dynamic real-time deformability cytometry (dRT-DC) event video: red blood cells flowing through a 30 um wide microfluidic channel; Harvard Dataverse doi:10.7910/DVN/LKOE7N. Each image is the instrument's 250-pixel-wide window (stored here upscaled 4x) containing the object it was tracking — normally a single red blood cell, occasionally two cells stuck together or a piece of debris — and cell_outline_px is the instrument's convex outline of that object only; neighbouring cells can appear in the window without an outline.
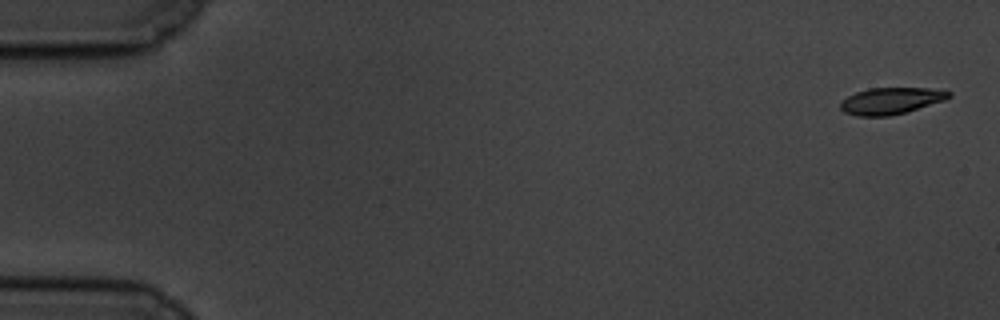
{"species": "common noctule bat (a hibernating species)", "species_latin": "Nyctalus noctula", "temperature_condition": "cold", "stored_images_in_passage": 57, "camera_frame_rate_fps": 3000, "um_per_image_px": 0.085, "animal": {"sex": "male", "body_mass_g": 19.5, "forearm_length_mm": 54.6}, "frame": {"image": 1, "passage_image": 1, "time_ms": 0.0, "image_size_px": [1000, 320], "cell_outline_px": [[952, 96], [944, 100], [904, 112], [888, 116], [856, 116], [844, 112], [840, 108], [840, 104], [848, 96], [856, 92], [868, 88], [928, 88], [952, 92]], "centroid_in_image_um": [75.71, 8.56], "position_along_channel_um": 9.3, "area_um2": 16.59}}
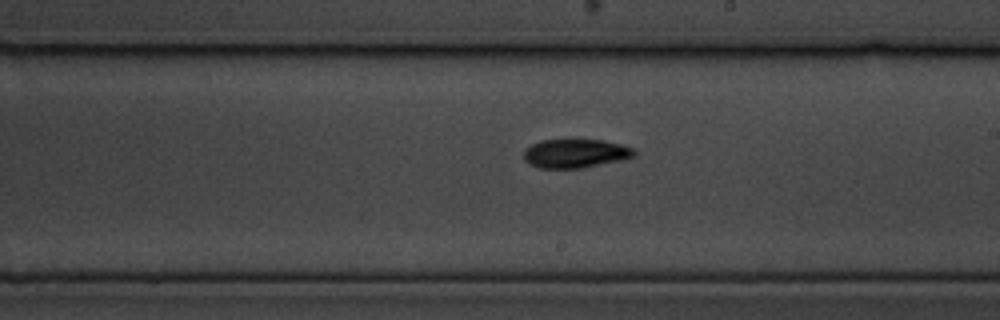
{"frame": {"image": 2, "passage_image": 33, "time_ms": 10.667, "image_size_px": [1000, 320], "cell_outline_px": [[636, 156], [624, 160], [584, 168], [540, 168], [528, 164], [524, 160], [524, 148], [540, 140], [604, 140], [636, 148]], "centroid_in_image_um": [48.94, 13.05], "position_along_channel_um": 240.1, "area_um2": 18.9}}
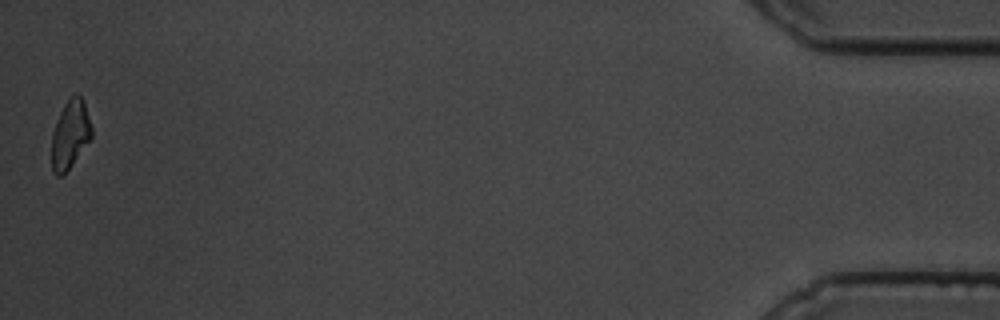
{"frame": {"image": 3, "passage_image": 57, "time_ms": 18.667, "image_size_px": [1000, 320], "cell_outline_px": [[92, 136], [68, 168], [60, 176], [56, 176], [52, 172], [52, 132], [56, 120], [68, 96], [76, 92], [84, 100], [92, 128]], "centroid_in_image_um": [5.95, 11.35], "position_along_channel_um": 429.2, "area_um2": 15.84}, "authors_computed_cell_mechanics": {"area_um2": 17.9758, "velocity_mm_per_s": 3.4756, "shape_relaxation_time_tau1_ms": 4.1653, "shape_relaxation_time_tau2_ms": 4.3537, "deformation_change_tau1": 0.1428, "deformation_change_tau2": 0.081}}